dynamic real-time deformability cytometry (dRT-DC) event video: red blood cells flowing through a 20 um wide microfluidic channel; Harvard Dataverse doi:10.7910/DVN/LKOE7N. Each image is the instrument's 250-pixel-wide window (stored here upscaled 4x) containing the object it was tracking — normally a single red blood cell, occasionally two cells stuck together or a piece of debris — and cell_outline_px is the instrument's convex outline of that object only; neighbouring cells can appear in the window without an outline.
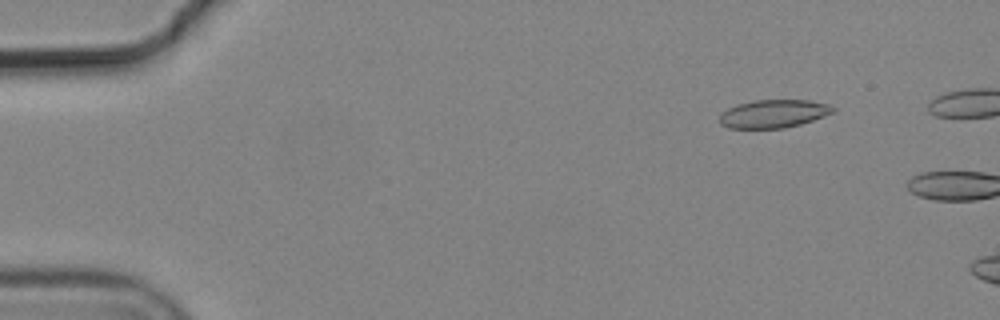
{"species": "common noctule bat (a hibernating species)", "species_latin": "Nyctalus noctula", "temperature_condition": "cold", "stored_images_in_passage": 5, "segment_of_instrument_passage": [2, 2], "camera_frame_rate_fps": 3000, "um_per_image_px": 0.085, "animal": {"sex": "male", "body_mass_g": 19.2, "forearm_length_mm": 51.8}, "frame": {"image": 1, "passage_image": 5, "time_ms": 1.333, "image_size_px": [1000, 320], "cell_outline_px": [[836, 108], [832, 112], [824, 116], [800, 124], [784, 128], [728, 128], [720, 124], [720, 112], [736, 104], [752, 100], [808, 100], [832, 104]], "centroid_in_image_um": [65.74, 9.65], "position_along_channel_um": 19.3, "area_um2": 18.73}}